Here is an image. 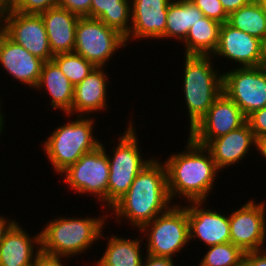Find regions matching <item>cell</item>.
Returning a JSON list of instances; mask_svg holds the SVG:
<instances>
[{
	"instance_id": "6da1fadb",
	"label": "cell",
	"mask_w": 266,
	"mask_h": 266,
	"mask_svg": "<svg viewBox=\"0 0 266 266\" xmlns=\"http://www.w3.org/2000/svg\"><path fill=\"white\" fill-rule=\"evenodd\" d=\"M174 204L167 185L164 162L156 157L139 172L129 190L109 210L121 224L126 219L130 225L140 230L158 215L165 213Z\"/></svg>"
},
{
	"instance_id": "7a4b0ae2",
	"label": "cell",
	"mask_w": 266,
	"mask_h": 266,
	"mask_svg": "<svg viewBox=\"0 0 266 266\" xmlns=\"http://www.w3.org/2000/svg\"><path fill=\"white\" fill-rule=\"evenodd\" d=\"M182 152L169 156L164 162L171 200L182 197L187 202H207L219 173L211 152L188 137Z\"/></svg>"
},
{
	"instance_id": "3957f363",
	"label": "cell",
	"mask_w": 266,
	"mask_h": 266,
	"mask_svg": "<svg viewBox=\"0 0 266 266\" xmlns=\"http://www.w3.org/2000/svg\"><path fill=\"white\" fill-rule=\"evenodd\" d=\"M101 217L80 218L57 217L44 225L41 233V251L46 254L65 257L84 254L101 238L109 214ZM95 241V242H94Z\"/></svg>"
},
{
	"instance_id": "277c9868",
	"label": "cell",
	"mask_w": 266,
	"mask_h": 266,
	"mask_svg": "<svg viewBox=\"0 0 266 266\" xmlns=\"http://www.w3.org/2000/svg\"><path fill=\"white\" fill-rule=\"evenodd\" d=\"M212 56L185 55L183 91L189 131L206 115L214 101L221 95L223 73L214 68Z\"/></svg>"
},
{
	"instance_id": "5b68a950",
	"label": "cell",
	"mask_w": 266,
	"mask_h": 266,
	"mask_svg": "<svg viewBox=\"0 0 266 266\" xmlns=\"http://www.w3.org/2000/svg\"><path fill=\"white\" fill-rule=\"evenodd\" d=\"M75 120L60 125L44 141L42 147L55 173L61 174L85 153L101 145L94 137L95 122L90 116H76Z\"/></svg>"
},
{
	"instance_id": "8992f818",
	"label": "cell",
	"mask_w": 266,
	"mask_h": 266,
	"mask_svg": "<svg viewBox=\"0 0 266 266\" xmlns=\"http://www.w3.org/2000/svg\"><path fill=\"white\" fill-rule=\"evenodd\" d=\"M132 121L118 138L113 152L107 154L109 161L108 210L129 190L135 177L152 160L141 154L138 135ZM144 158V159H143Z\"/></svg>"
},
{
	"instance_id": "52a82bcc",
	"label": "cell",
	"mask_w": 266,
	"mask_h": 266,
	"mask_svg": "<svg viewBox=\"0 0 266 266\" xmlns=\"http://www.w3.org/2000/svg\"><path fill=\"white\" fill-rule=\"evenodd\" d=\"M179 204H173L169 210L139 230L143 233L141 236L145 235L147 239L146 254L174 258L190 243L187 209L181 202Z\"/></svg>"
},
{
	"instance_id": "ba28073f",
	"label": "cell",
	"mask_w": 266,
	"mask_h": 266,
	"mask_svg": "<svg viewBox=\"0 0 266 266\" xmlns=\"http://www.w3.org/2000/svg\"><path fill=\"white\" fill-rule=\"evenodd\" d=\"M103 142L95 150L85 153L60 175L64 183L80 195L95 196L108 209L109 161ZM107 206V207H106Z\"/></svg>"
},
{
	"instance_id": "9c48e42d",
	"label": "cell",
	"mask_w": 266,
	"mask_h": 266,
	"mask_svg": "<svg viewBox=\"0 0 266 266\" xmlns=\"http://www.w3.org/2000/svg\"><path fill=\"white\" fill-rule=\"evenodd\" d=\"M127 46L125 37L101 20L80 17L76 26L74 53L95 67H104L118 49Z\"/></svg>"
},
{
	"instance_id": "30bf717a",
	"label": "cell",
	"mask_w": 266,
	"mask_h": 266,
	"mask_svg": "<svg viewBox=\"0 0 266 266\" xmlns=\"http://www.w3.org/2000/svg\"><path fill=\"white\" fill-rule=\"evenodd\" d=\"M223 71V93L233 100L247 118L266 107V74L258 67Z\"/></svg>"
},
{
	"instance_id": "8fae6325",
	"label": "cell",
	"mask_w": 266,
	"mask_h": 266,
	"mask_svg": "<svg viewBox=\"0 0 266 266\" xmlns=\"http://www.w3.org/2000/svg\"><path fill=\"white\" fill-rule=\"evenodd\" d=\"M252 198L229 215L230 242L244 253L265 249L266 204Z\"/></svg>"
},
{
	"instance_id": "7c38bea8",
	"label": "cell",
	"mask_w": 266,
	"mask_h": 266,
	"mask_svg": "<svg viewBox=\"0 0 266 266\" xmlns=\"http://www.w3.org/2000/svg\"><path fill=\"white\" fill-rule=\"evenodd\" d=\"M246 123V117L238 105L223 92L208 109L206 115L189 131V137L206 146L212 139L228 134Z\"/></svg>"
},
{
	"instance_id": "4fadbf2b",
	"label": "cell",
	"mask_w": 266,
	"mask_h": 266,
	"mask_svg": "<svg viewBox=\"0 0 266 266\" xmlns=\"http://www.w3.org/2000/svg\"><path fill=\"white\" fill-rule=\"evenodd\" d=\"M3 32L15 43L43 61L53 59L54 55L40 15L22 14L11 8Z\"/></svg>"
},
{
	"instance_id": "5bb4252c",
	"label": "cell",
	"mask_w": 266,
	"mask_h": 266,
	"mask_svg": "<svg viewBox=\"0 0 266 266\" xmlns=\"http://www.w3.org/2000/svg\"><path fill=\"white\" fill-rule=\"evenodd\" d=\"M264 43L227 22L221 25L219 41L212 57H223L237 62L236 67H258L262 59Z\"/></svg>"
},
{
	"instance_id": "9a60e30c",
	"label": "cell",
	"mask_w": 266,
	"mask_h": 266,
	"mask_svg": "<svg viewBox=\"0 0 266 266\" xmlns=\"http://www.w3.org/2000/svg\"><path fill=\"white\" fill-rule=\"evenodd\" d=\"M203 203L187 202L190 242L199 239L208 247L230 242L229 215L208 209Z\"/></svg>"
},
{
	"instance_id": "2e32d148",
	"label": "cell",
	"mask_w": 266,
	"mask_h": 266,
	"mask_svg": "<svg viewBox=\"0 0 266 266\" xmlns=\"http://www.w3.org/2000/svg\"><path fill=\"white\" fill-rule=\"evenodd\" d=\"M171 1L131 0V29L125 38L126 44L136 39L163 40L165 38L167 10Z\"/></svg>"
},
{
	"instance_id": "e0dca14e",
	"label": "cell",
	"mask_w": 266,
	"mask_h": 266,
	"mask_svg": "<svg viewBox=\"0 0 266 266\" xmlns=\"http://www.w3.org/2000/svg\"><path fill=\"white\" fill-rule=\"evenodd\" d=\"M44 62L11 40L4 32L0 33V64L16 81L35 89Z\"/></svg>"
},
{
	"instance_id": "ac0fdd59",
	"label": "cell",
	"mask_w": 266,
	"mask_h": 266,
	"mask_svg": "<svg viewBox=\"0 0 266 266\" xmlns=\"http://www.w3.org/2000/svg\"><path fill=\"white\" fill-rule=\"evenodd\" d=\"M104 68L95 67L82 82L74 86L72 107L66 116L72 117L75 113L77 116H90L93 112L101 113L108 109L106 91L109 78Z\"/></svg>"
},
{
	"instance_id": "d6986e66",
	"label": "cell",
	"mask_w": 266,
	"mask_h": 266,
	"mask_svg": "<svg viewBox=\"0 0 266 266\" xmlns=\"http://www.w3.org/2000/svg\"><path fill=\"white\" fill-rule=\"evenodd\" d=\"M252 145L256 148L257 139L246 122L240 128L212 139L205 147L211 152L217 168L221 171L245 159L250 148H253Z\"/></svg>"
},
{
	"instance_id": "ffe728a7",
	"label": "cell",
	"mask_w": 266,
	"mask_h": 266,
	"mask_svg": "<svg viewBox=\"0 0 266 266\" xmlns=\"http://www.w3.org/2000/svg\"><path fill=\"white\" fill-rule=\"evenodd\" d=\"M34 236L15 222L0 241V266L31 265L41 252V233Z\"/></svg>"
},
{
	"instance_id": "44dd1931",
	"label": "cell",
	"mask_w": 266,
	"mask_h": 266,
	"mask_svg": "<svg viewBox=\"0 0 266 266\" xmlns=\"http://www.w3.org/2000/svg\"><path fill=\"white\" fill-rule=\"evenodd\" d=\"M39 15L44 22L53 55L74 52L76 26L80 17L59 6Z\"/></svg>"
},
{
	"instance_id": "7402d4cb",
	"label": "cell",
	"mask_w": 266,
	"mask_h": 266,
	"mask_svg": "<svg viewBox=\"0 0 266 266\" xmlns=\"http://www.w3.org/2000/svg\"><path fill=\"white\" fill-rule=\"evenodd\" d=\"M47 91L50 99V105L53 109H59L65 115L71 110L74 98V85L61 71L59 66L53 61H46L43 64L42 71L36 90Z\"/></svg>"
},
{
	"instance_id": "603a6c76",
	"label": "cell",
	"mask_w": 266,
	"mask_h": 266,
	"mask_svg": "<svg viewBox=\"0 0 266 266\" xmlns=\"http://www.w3.org/2000/svg\"><path fill=\"white\" fill-rule=\"evenodd\" d=\"M106 250L94 266H141L144 259L141 255L142 238H122L116 235L106 237Z\"/></svg>"
},
{
	"instance_id": "cb8c5ba5",
	"label": "cell",
	"mask_w": 266,
	"mask_h": 266,
	"mask_svg": "<svg viewBox=\"0 0 266 266\" xmlns=\"http://www.w3.org/2000/svg\"><path fill=\"white\" fill-rule=\"evenodd\" d=\"M202 17L204 14L191 0H172L167 10L165 38L183 42L190 27Z\"/></svg>"
},
{
	"instance_id": "d4e9b609",
	"label": "cell",
	"mask_w": 266,
	"mask_h": 266,
	"mask_svg": "<svg viewBox=\"0 0 266 266\" xmlns=\"http://www.w3.org/2000/svg\"><path fill=\"white\" fill-rule=\"evenodd\" d=\"M90 18L101 20L126 38L131 29V0H92Z\"/></svg>"
},
{
	"instance_id": "484cf974",
	"label": "cell",
	"mask_w": 266,
	"mask_h": 266,
	"mask_svg": "<svg viewBox=\"0 0 266 266\" xmlns=\"http://www.w3.org/2000/svg\"><path fill=\"white\" fill-rule=\"evenodd\" d=\"M221 25L206 16L198 20L182 42L185 44V55L212 56L218 45Z\"/></svg>"
},
{
	"instance_id": "4316f807",
	"label": "cell",
	"mask_w": 266,
	"mask_h": 266,
	"mask_svg": "<svg viewBox=\"0 0 266 266\" xmlns=\"http://www.w3.org/2000/svg\"><path fill=\"white\" fill-rule=\"evenodd\" d=\"M227 23L266 44V12L257 0L230 13Z\"/></svg>"
},
{
	"instance_id": "83f0119b",
	"label": "cell",
	"mask_w": 266,
	"mask_h": 266,
	"mask_svg": "<svg viewBox=\"0 0 266 266\" xmlns=\"http://www.w3.org/2000/svg\"><path fill=\"white\" fill-rule=\"evenodd\" d=\"M198 266H243L244 252L233 243L208 247Z\"/></svg>"
},
{
	"instance_id": "f1b7e54d",
	"label": "cell",
	"mask_w": 266,
	"mask_h": 266,
	"mask_svg": "<svg viewBox=\"0 0 266 266\" xmlns=\"http://www.w3.org/2000/svg\"><path fill=\"white\" fill-rule=\"evenodd\" d=\"M52 60L74 86L82 82L95 68L92 63L74 52L56 54Z\"/></svg>"
},
{
	"instance_id": "f546056e",
	"label": "cell",
	"mask_w": 266,
	"mask_h": 266,
	"mask_svg": "<svg viewBox=\"0 0 266 266\" xmlns=\"http://www.w3.org/2000/svg\"><path fill=\"white\" fill-rule=\"evenodd\" d=\"M57 5L58 0H11V8L22 14L39 15Z\"/></svg>"
},
{
	"instance_id": "4dcf8cb0",
	"label": "cell",
	"mask_w": 266,
	"mask_h": 266,
	"mask_svg": "<svg viewBox=\"0 0 266 266\" xmlns=\"http://www.w3.org/2000/svg\"><path fill=\"white\" fill-rule=\"evenodd\" d=\"M207 18L224 24L228 21V14L219 0H191Z\"/></svg>"
},
{
	"instance_id": "1f68e13d",
	"label": "cell",
	"mask_w": 266,
	"mask_h": 266,
	"mask_svg": "<svg viewBox=\"0 0 266 266\" xmlns=\"http://www.w3.org/2000/svg\"><path fill=\"white\" fill-rule=\"evenodd\" d=\"M246 122L249 124L256 139L266 137V107L250 114L246 118Z\"/></svg>"
},
{
	"instance_id": "d6a6232c",
	"label": "cell",
	"mask_w": 266,
	"mask_h": 266,
	"mask_svg": "<svg viewBox=\"0 0 266 266\" xmlns=\"http://www.w3.org/2000/svg\"><path fill=\"white\" fill-rule=\"evenodd\" d=\"M91 1L92 0H58L57 6L67 9L79 17L90 18Z\"/></svg>"
},
{
	"instance_id": "836d02e7",
	"label": "cell",
	"mask_w": 266,
	"mask_h": 266,
	"mask_svg": "<svg viewBox=\"0 0 266 266\" xmlns=\"http://www.w3.org/2000/svg\"><path fill=\"white\" fill-rule=\"evenodd\" d=\"M243 266H266V248L245 252Z\"/></svg>"
},
{
	"instance_id": "e575fe53",
	"label": "cell",
	"mask_w": 266,
	"mask_h": 266,
	"mask_svg": "<svg viewBox=\"0 0 266 266\" xmlns=\"http://www.w3.org/2000/svg\"><path fill=\"white\" fill-rule=\"evenodd\" d=\"M64 258L65 257L54 256L41 251L34 260V266H65V261L63 263V260H65Z\"/></svg>"
},
{
	"instance_id": "d590c367",
	"label": "cell",
	"mask_w": 266,
	"mask_h": 266,
	"mask_svg": "<svg viewBox=\"0 0 266 266\" xmlns=\"http://www.w3.org/2000/svg\"><path fill=\"white\" fill-rule=\"evenodd\" d=\"M175 260L169 257H155L151 255L144 256L141 266H177L174 265Z\"/></svg>"
},
{
	"instance_id": "8d00e7d4",
	"label": "cell",
	"mask_w": 266,
	"mask_h": 266,
	"mask_svg": "<svg viewBox=\"0 0 266 266\" xmlns=\"http://www.w3.org/2000/svg\"><path fill=\"white\" fill-rule=\"evenodd\" d=\"M222 3L223 9L229 15L238 10L242 6L252 3L254 0H219Z\"/></svg>"
},
{
	"instance_id": "74e56055",
	"label": "cell",
	"mask_w": 266,
	"mask_h": 266,
	"mask_svg": "<svg viewBox=\"0 0 266 266\" xmlns=\"http://www.w3.org/2000/svg\"><path fill=\"white\" fill-rule=\"evenodd\" d=\"M10 9L11 0H0V31H4Z\"/></svg>"
},
{
	"instance_id": "f35d334b",
	"label": "cell",
	"mask_w": 266,
	"mask_h": 266,
	"mask_svg": "<svg viewBox=\"0 0 266 266\" xmlns=\"http://www.w3.org/2000/svg\"><path fill=\"white\" fill-rule=\"evenodd\" d=\"M7 217L0 215V241L3 239L5 233L11 228L16 220H9Z\"/></svg>"
},
{
	"instance_id": "ab89813d",
	"label": "cell",
	"mask_w": 266,
	"mask_h": 266,
	"mask_svg": "<svg viewBox=\"0 0 266 266\" xmlns=\"http://www.w3.org/2000/svg\"><path fill=\"white\" fill-rule=\"evenodd\" d=\"M256 149L259 154L263 155L266 160V137L257 139Z\"/></svg>"
},
{
	"instance_id": "60d3db41",
	"label": "cell",
	"mask_w": 266,
	"mask_h": 266,
	"mask_svg": "<svg viewBox=\"0 0 266 266\" xmlns=\"http://www.w3.org/2000/svg\"><path fill=\"white\" fill-rule=\"evenodd\" d=\"M259 67L266 74V44H264V47L262 50V59H261V63Z\"/></svg>"
},
{
	"instance_id": "b9f144b4",
	"label": "cell",
	"mask_w": 266,
	"mask_h": 266,
	"mask_svg": "<svg viewBox=\"0 0 266 266\" xmlns=\"http://www.w3.org/2000/svg\"><path fill=\"white\" fill-rule=\"evenodd\" d=\"M0 102H1V101H0ZM2 103H3V102L0 103V109L2 108V106H1ZM4 117H5V116H4V113L0 111V135H1V133L3 132V128L5 127V126H4V122H6V121H4ZM0 141H1V139H0Z\"/></svg>"
},
{
	"instance_id": "7bdbcfd3",
	"label": "cell",
	"mask_w": 266,
	"mask_h": 266,
	"mask_svg": "<svg viewBox=\"0 0 266 266\" xmlns=\"http://www.w3.org/2000/svg\"><path fill=\"white\" fill-rule=\"evenodd\" d=\"M261 7L264 9V11L266 12V0H257Z\"/></svg>"
}]
</instances>
